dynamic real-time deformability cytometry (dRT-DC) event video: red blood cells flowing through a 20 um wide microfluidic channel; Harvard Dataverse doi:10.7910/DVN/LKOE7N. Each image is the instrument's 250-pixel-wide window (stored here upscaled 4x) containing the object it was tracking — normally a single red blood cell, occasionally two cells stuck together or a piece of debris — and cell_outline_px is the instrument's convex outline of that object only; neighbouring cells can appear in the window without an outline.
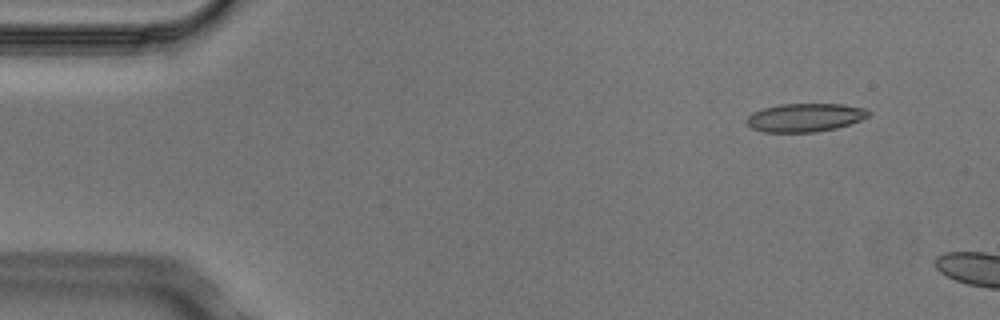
{"species": "Egyptian fruit bat (a non-hibernating species)", "species_latin": "Rousettus aegyptiacus", "temperature_condition": "cold", "stored_images_in_passage": 3, "camera_frame_rate_fps": 3000, "um_per_image_px": 0.085, "animal": {"sex": "male"}, "frame": {"image": 1, "passage_image": 2, "time_ms": 0.333, "image_size_px": [1000, 320], "cell_outline_px": [[872, 112], [868, 116], [860, 120], [836, 128], [816, 132], [764, 132], [752, 128], [748, 124], [748, 116], [752, 112], [764, 108], [780, 104], [844, 104], [868, 108]], "centroid_in_image_um": [68.47, 9.98], "position_along_channel_um": 16.5, "area_um2": 20.17}}